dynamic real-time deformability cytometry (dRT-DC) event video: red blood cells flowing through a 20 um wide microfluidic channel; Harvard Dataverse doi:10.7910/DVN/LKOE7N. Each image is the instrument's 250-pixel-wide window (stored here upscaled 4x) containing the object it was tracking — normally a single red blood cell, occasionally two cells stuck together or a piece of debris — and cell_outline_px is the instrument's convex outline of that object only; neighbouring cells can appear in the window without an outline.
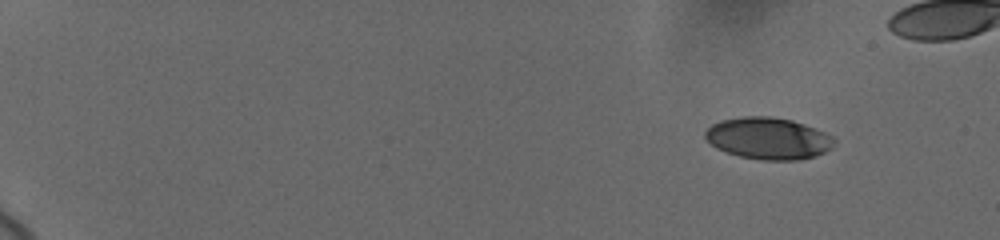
{"species": "human", "species_latin": "Homo sapiens", "temperature_condition": "cold", "stored_images_in_passage": 21, "camera_frame_rate_fps": 3000, "um_per_image_px": 0.085, "donor": {"sex": "female"}, "frame": {"image": 1, "passage_image": 1, "time_ms": 0.0, "image_size_px": [1000, 240], "cell_outline_px": [[832, 148], [816, 156], [800, 160], [764, 160], [740, 156], [716, 148], [704, 136], [704, 132], [712, 124], [720, 120], [744, 116], [772, 116], [792, 120], [804, 124], [824, 132], [832, 136]], "centroid_in_image_um": [65.29, 11.75], "position_along_channel_um": 19.7, "area_um2": 31.27}}
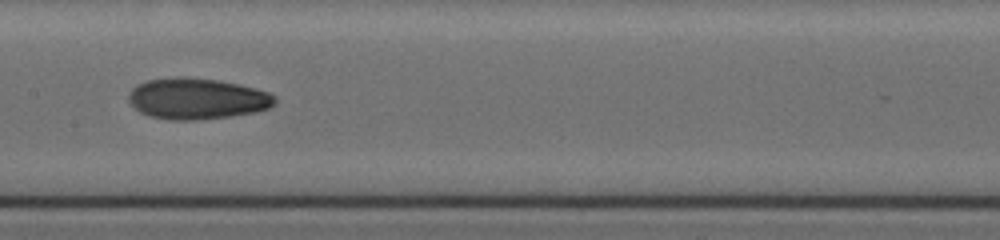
{"frame": {"image": 2, "passage_image": 13, "time_ms": 9.0, "image_size_px": [1000, 240], "cell_outline_px": [[276, 104], [268, 108], [252, 112], [228, 116], [200, 120], [168, 120], [148, 116], [140, 112], [128, 100], [128, 96], [132, 88], [136, 84], [148, 80], [176, 76], [184, 76], [216, 80], [240, 84], [256, 88], [268, 92], [276, 96]], "centroid_in_image_um": [16.73, 8.38], "position_along_channel_um": 190.7, "area_um2": 35.2}}
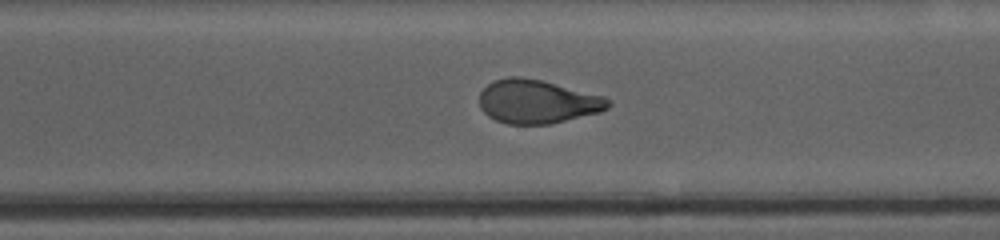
{"frame": {"image": 3, "passage_image": 21, "time_ms": 12.667, "image_size_px": [1000, 240], "cell_outline_px": [[612, 104], [608, 108], [600, 112], [552, 124], [508, 124], [496, 120], [488, 116], [480, 108], [480, 92], [488, 84], [496, 80], [508, 76], [520, 76], [540, 80], [604, 96]], "centroid_in_image_um": [45.67, 8.64], "position_along_channel_um": 324.9, "area_um2": 32.71}}